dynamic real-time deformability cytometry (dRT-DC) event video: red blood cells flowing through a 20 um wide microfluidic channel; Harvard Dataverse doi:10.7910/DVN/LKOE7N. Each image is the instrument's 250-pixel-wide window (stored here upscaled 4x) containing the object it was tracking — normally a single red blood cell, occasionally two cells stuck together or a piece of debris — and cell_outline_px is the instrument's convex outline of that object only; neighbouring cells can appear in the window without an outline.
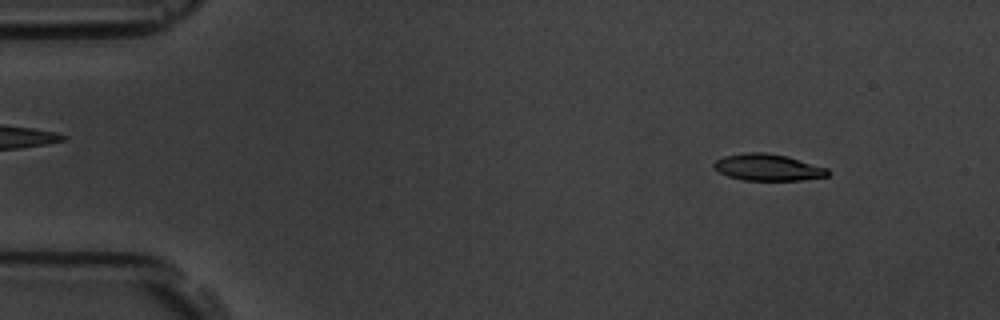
{"species": "common noctule bat (a hibernating species)", "species_latin": "Nyctalus noctula", "temperature_condition": "room temperature", "stored_images_in_passage": 55, "camera_frame_rate_fps": 3000, "um_per_image_px": 0.085, "animal": {"sex": "male", "body_mass_g": 19.5, "forearm_length_mm": 54.6}, "frame": {"image": 1, "passage_image": 6, "time_ms": 1.667, "image_size_px": [1000, 320], "cell_outline_px": [[832, 172], [828, 176], [800, 180], [744, 180], [728, 176], [720, 172], [712, 164], [716, 160], [724, 156], [748, 152], [764, 152], [788, 156], [828, 168]], "centroid_in_image_um": [65.31, 14.22], "position_along_channel_um": 19.7, "area_um2": 17.69}}
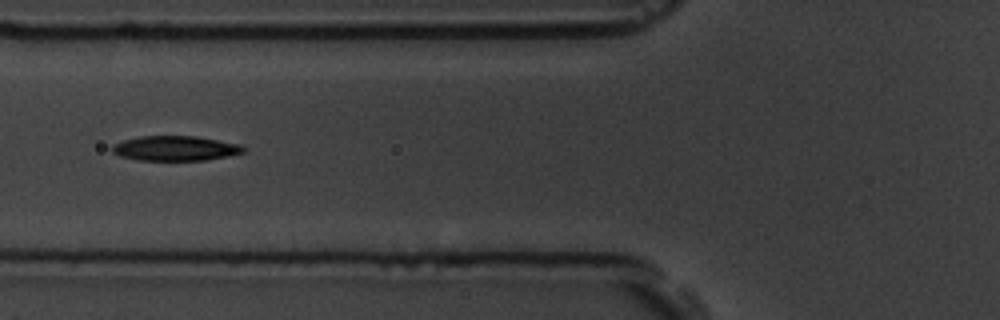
{"frame": {"image": 2, "passage_image": 21, "time_ms": 6.667, "image_size_px": [1000, 320], "cell_outline_px": [[244, 152], [228, 156], [204, 160], [140, 160], [120, 156], [112, 152], [112, 144], [124, 140], [140, 136], [196, 136], [240, 144], [244, 148]], "centroid_in_image_um": [14.88, 12.6], "position_along_channel_um": 110.9, "area_um2": 18.9}}
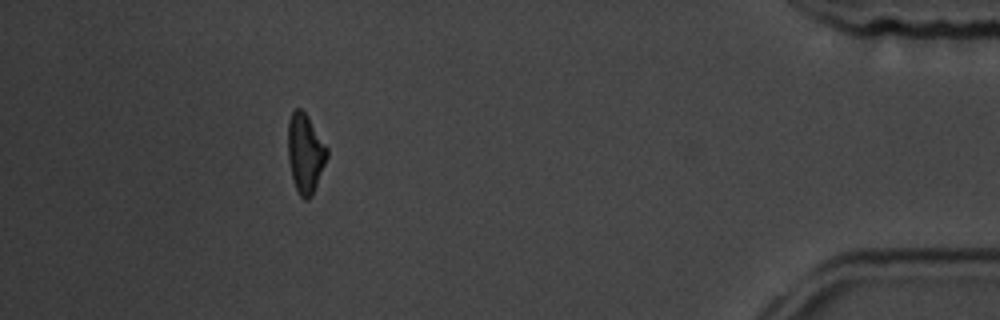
{"frame": {"image": 3, "passage_image": 50, "time_ms": 16.333, "image_size_px": [1000, 320], "cell_outline_px": [[328, 156], [312, 196], [308, 200], [304, 200], [300, 196], [296, 188], [292, 176], [288, 160], [288, 120], [292, 112], [296, 108], [300, 108], [308, 116], [328, 148]], "centroid_in_image_um": [25.95, 13.02], "position_along_channel_um": 409.3, "area_um2": 18.03}, "authors_computed_cell_mechanics": {"area_um2": 18.6116, "velocity_mm_per_s": 3.6665, "shape_relaxation_time_tau1_ms": 3.49, "shape_relaxation_time_tau2_ms": 3.5525, "deformation_change_tau1": 0.1456, "deformation_change_tau2": 0.1225}}